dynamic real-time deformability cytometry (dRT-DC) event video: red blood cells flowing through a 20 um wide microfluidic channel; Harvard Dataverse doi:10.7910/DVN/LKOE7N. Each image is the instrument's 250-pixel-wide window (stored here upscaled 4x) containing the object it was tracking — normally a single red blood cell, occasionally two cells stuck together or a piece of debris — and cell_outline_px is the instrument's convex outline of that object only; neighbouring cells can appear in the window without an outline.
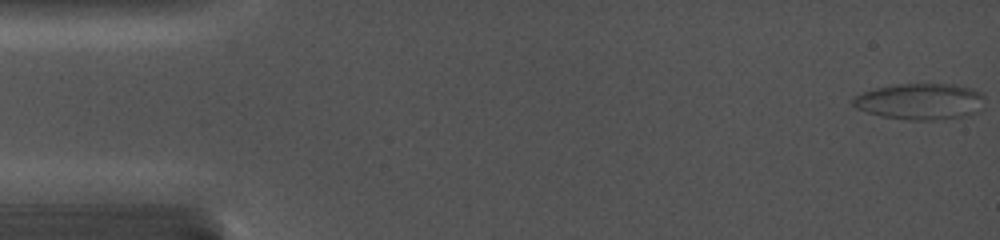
{"species": "common noctule bat (a hibernating species)", "species_latin": "Nyctalus noctula", "temperature_condition": "cold", "stored_images_in_passage": 12, "camera_frame_rate_fps": 5000, "um_per_image_px": 0.085, "animal": {"sex": "female", "body_mass_g": 19.0, "forearm_length_mm": 56.7}, "frame": {"image": 1, "passage_image": 1, "time_ms": 0.0, "image_size_px": [1000, 240], "cell_outline_px": [[984, 108], [980, 112], [964, 116], [932, 120], [908, 120], [880, 116], [856, 108], [852, 104], [852, 100], [856, 96], [864, 92], [876, 88], [900, 84], [956, 84], [972, 88], [980, 92], [984, 96]], "centroid_in_image_um": [78.28, 8.63], "position_along_channel_um": 6.7, "area_um2": 27.98}}
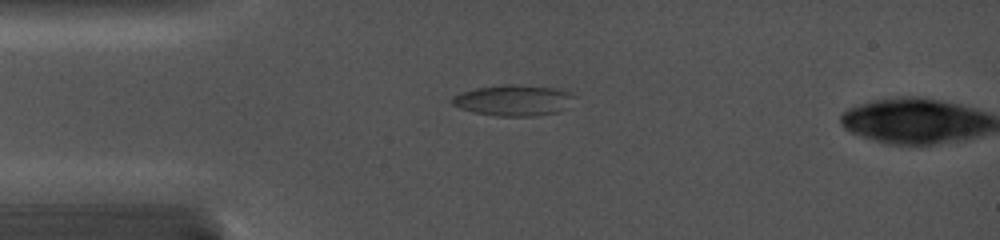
{"frame": {"image": 2, "passage_image": 11, "time_ms": 4.4, "image_size_px": [1000, 240], "cell_outline_px": [[572, 96], [568, 108], [556, 112], [536, 116], [496, 116], [476, 112], [460, 108], [452, 104], [452, 96], [460, 92], [476, 88], [504, 84], [516, 84], [552, 88], [568, 92]], "centroid_in_image_um": [43.6, 8.53], "position_along_channel_um": 41.4, "area_um2": 21.79}}